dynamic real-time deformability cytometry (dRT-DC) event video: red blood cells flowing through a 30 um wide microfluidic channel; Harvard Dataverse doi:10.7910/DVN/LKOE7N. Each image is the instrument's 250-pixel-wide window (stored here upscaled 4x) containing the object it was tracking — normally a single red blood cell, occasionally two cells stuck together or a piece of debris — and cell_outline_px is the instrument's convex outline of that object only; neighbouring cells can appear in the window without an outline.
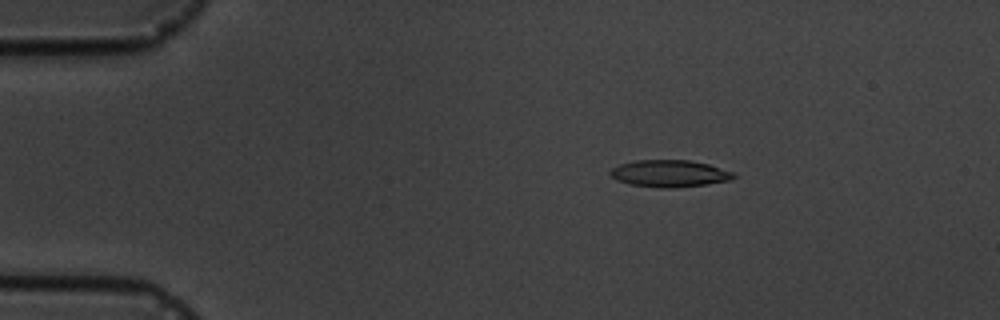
{"species": "common noctule bat (a hibernating species)", "species_latin": "Nyctalus noctula", "temperature_condition": "cold", "stored_images_in_passage": 5, "camera_frame_rate_fps": 3000, "um_per_image_px": 0.085, "animal": {"sex": "male", "body_mass_g": 19.5, "forearm_length_mm": 54.6}, "frame": {"image": 1, "passage_image": 3, "time_ms": 2.333, "image_size_px": [1000, 320], "cell_outline_px": [[736, 176], [732, 180], [704, 184], [668, 188], [660, 188], [628, 184], [616, 180], [608, 172], [612, 168], [620, 164], [636, 160], [688, 160], [708, 164], [736, 172]], "centroid_in_image_um": [56.91, 14.74], "position_along_channel_um": 28.1, "area_um2": 19.42}}